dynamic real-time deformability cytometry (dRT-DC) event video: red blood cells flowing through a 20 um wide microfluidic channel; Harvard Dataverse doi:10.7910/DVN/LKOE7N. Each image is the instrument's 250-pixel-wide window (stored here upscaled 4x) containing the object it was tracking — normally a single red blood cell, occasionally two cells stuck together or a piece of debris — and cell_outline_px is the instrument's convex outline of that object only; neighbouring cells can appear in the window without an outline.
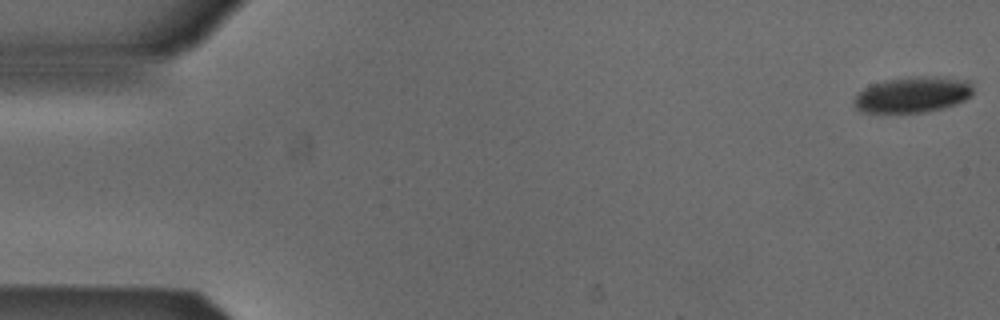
{"species": "Egyptian fruit bat (a non-hibernating species)", "species_latin": "Rousettus aegyptiacus", "temperature_condition": "cold", "stored_images_in_passage": 15, "camera_frame_rate_fps": 3000, "um_per_image_px": 0.085, "animal": {"sex": "male"}, "frame": {"image": 1, "passage_image": 1, "time_ms": 0.0, "image_size_px": [1000, 320], "cell_outline_px": [[972, 96], [956, 104], [924, 112], [864, 112], [856, 108], [852, 104], [856, 96], [864, 88], [872, 84], [884, 80], [912, 76], [940, 76], [968, 80], [972, 84]], "centroid_in_image_um": [77.6, 8.02], "position_along_channel_um": 7.4, "area_um2": 24.91}}
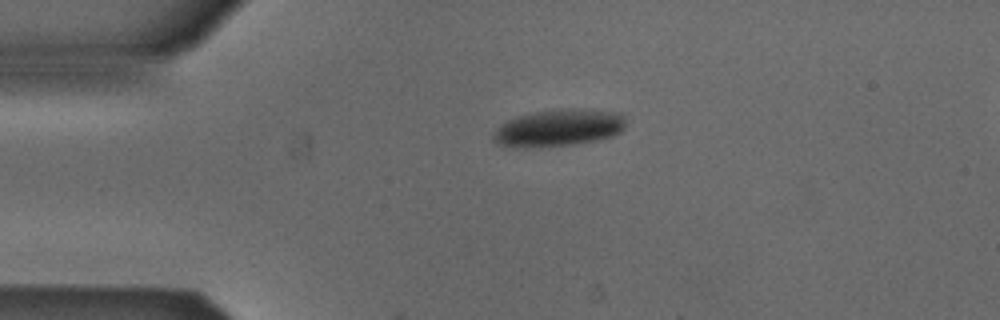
{"frame": {"image": 2, "passage_image": 12, "time_ms": 3.667, "image_size_px": [1000, 320], "cell_outline_px": [[624, 128], [620, 132], [612, 136], [596, 140], [572, 144], [540, 148], [512, 148], [500, 144], [492, 136], [492, 132], [500, 124], [516, 116], [532, 112], [560, 108], [592, 108], [624, 112]], "centroid_in_image_um": [47.49, 10.85], "position_along_channel_um": 37.5, "area_um2": 29.42}}